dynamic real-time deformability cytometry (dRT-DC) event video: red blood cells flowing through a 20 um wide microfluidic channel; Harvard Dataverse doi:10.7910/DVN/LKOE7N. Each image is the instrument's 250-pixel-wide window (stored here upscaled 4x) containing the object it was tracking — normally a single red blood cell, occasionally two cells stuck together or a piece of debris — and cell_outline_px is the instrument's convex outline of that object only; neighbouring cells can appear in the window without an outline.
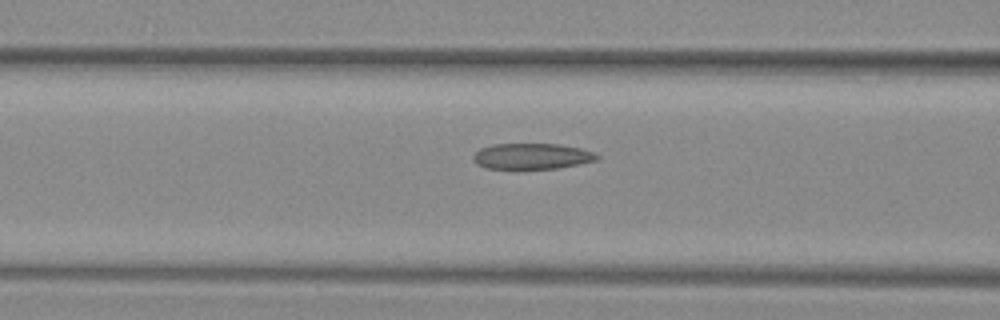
{"species": "common noctule bat (a hibernating species)", "species_latin": "Nyctalus noctula", "temperature_condition": "warm", "stored_images_in_passage": 33, "camera_frame_rate_fps": 3000, "um_per_image_px": 0.085, "animal": {"sex": "female", "body_mass_g": 29.2, "forearm_length_mm": 56.3}, "frame": {"image": 1, "passage_image": 12, "time_ms": 3.667, "image_size_px": [1000, 320], "cell_outline_px": [[600, 156], [596, 160], [580, 164], [560, 168], [484, 168], [476, 164], [472, 160], [472, 156], [480, 148], [492, 144], [560, 144], [580, 148], [592, 152]], "centroid_in_image_um": [45.18, 13.27], "position_along_channel_um": 121.4, "area_um2": 18.61}}
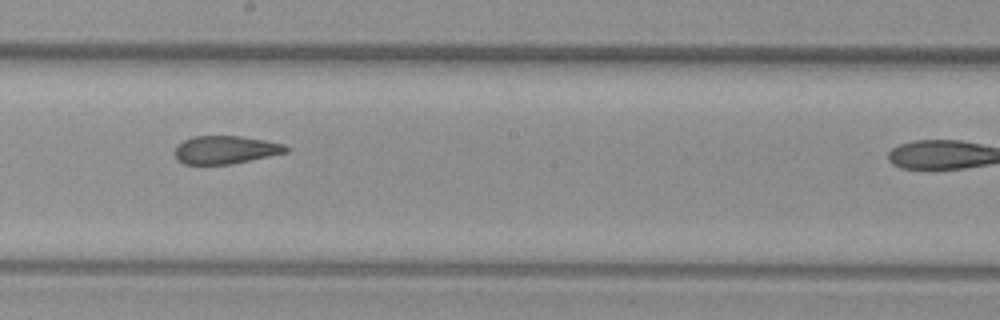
{"frame": {"image": 2, "passage_image": 20, "time_ms": 6.333, "image_size_px": [1000, 320], "cell_outline_px": [[292, 148], [288, 152], [228, 164], [184, 164], [176, 160], [176, 148], [184, 140], [192, 136], [240, 136], [264, 140], [284, 144]], "centroid_in_image_um": [19.19, 12.72], "position_along_channel_um": 229.0, "area_um2": 17.98}}
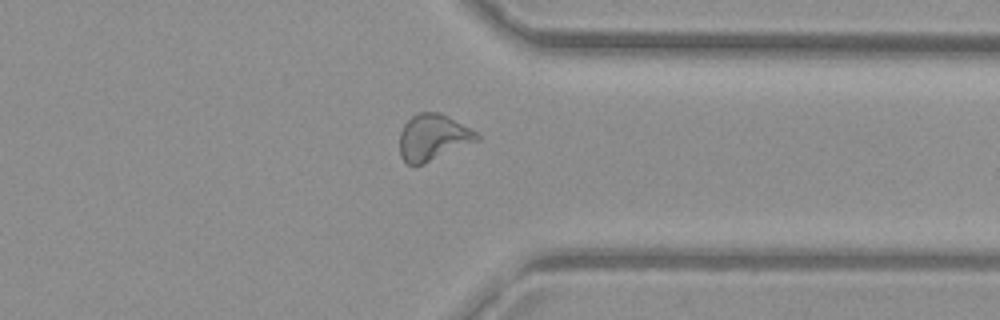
{"frame": {"image": 3, "passage_image": 31, "time_ms": 10.0, "image_size_px": [1000, 320], "cell_outline_px": [[480, 140], [424, 164], [408, 164], [400, 156], [400, 132], [404, 124], [412, 116], [420, 112], [440, 112], [448, 116], [476, 132], [480, 136]], "centroid_in_image_um": [36.81, 11.68], "position_along_channel_um": 374.6, "area_um2": 20.75}}